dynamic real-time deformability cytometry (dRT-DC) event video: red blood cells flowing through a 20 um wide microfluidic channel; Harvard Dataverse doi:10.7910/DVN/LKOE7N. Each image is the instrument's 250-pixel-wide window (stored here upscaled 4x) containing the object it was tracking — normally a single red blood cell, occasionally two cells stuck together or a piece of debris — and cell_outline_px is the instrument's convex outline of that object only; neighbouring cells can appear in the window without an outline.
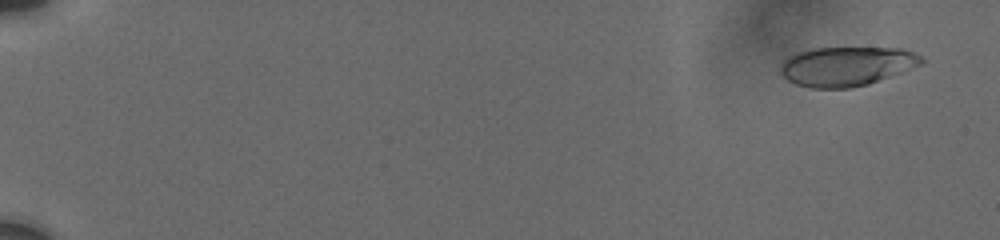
{"species": "human", "species_latin": "Homo sapiens", "temperature_condition": "cold", "stored_images_in_passage": 51, "camera_frame_rate_fps": 3000, "um_per_image_px": 0.085, "donor": {"sex": "male"}, "frame": {"image": 1, "passage_image": 2, "time_ms": 0.667, "image_size_px": [1000, 240], "cell_outline_px": [[924, 60], [920, 64], [900, 72], [868, 84], [848, 88], [812, 88], [796, 84], [788, 80], [780, 72], [780, 64], [792, 52], [812, 48], [900, 48], [912, 52], [920, 56]], "centroid_in_image_um": [71.88, 5.62], "position_along_channel_um": 13.1, "area_um2": 32.14}}
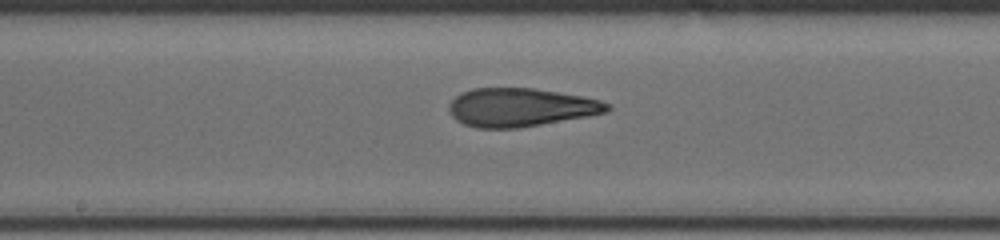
{"frame": {"image": 2, "passage_image": 25, "time_ms": 10.667, "image_size_px": [1000, 240], "cell_outline_px": [[612, 108], [608, 112], [588, 116], [520, 128], [476, 128], [464, 124], [456, 120], [452, 116], [448, 108], [448, 104], [456, 96], [472, 88], [532, 88], [580, 96], [600, 100], [612, 104]], "centroid_in_image_um": [44.26, 9.13], "position_along_channel_um": 203.9, "area_um2": 35.43}}
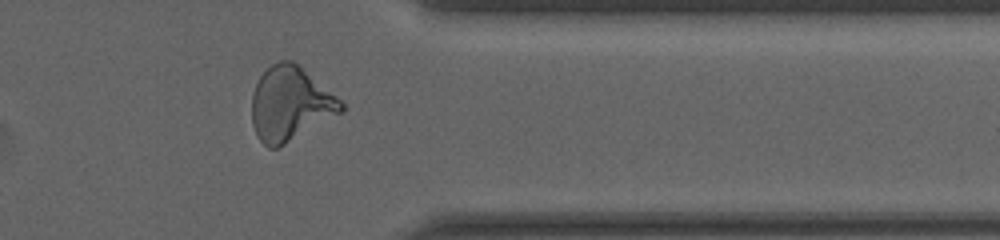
{"frame": {"image": 3, "passage_image": 45, "time_ms": 15.667, "image_size_px": [1000, 240], "cell_outline_px": [[344, 112], [284, 144], [276, 148], [268, 148], [256, 136], [252, 124], [252, 92], [260, 76], [272, 64], [280, 60], [292, 60], [340, 100], [344, 104]], "centroid_in_image_um": [24.65, 8.85], "position_along_channel_um": 386.8, "area_um2": 38.15}, "authors_computed_cell_mechanics": {"area_um2": 35.0846, "velocity_mm_per_s": 3.7615, "shape_relaxation_time_tau1_ms": 5.7571, "shape_relaxation_time_tau2_ms": 1.5678, "deformation_change_tau1": 0.2094, "deformation_change_tau2": 0.1054}}